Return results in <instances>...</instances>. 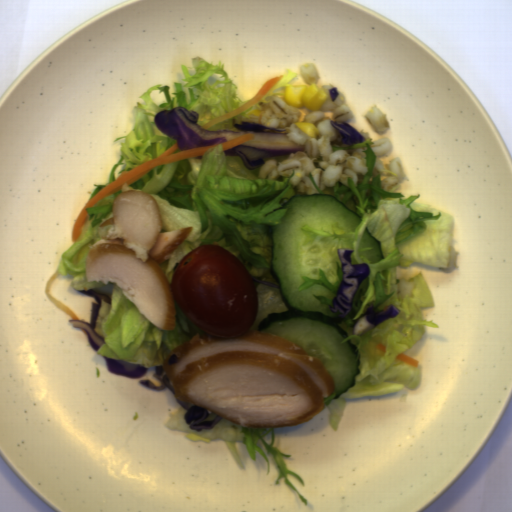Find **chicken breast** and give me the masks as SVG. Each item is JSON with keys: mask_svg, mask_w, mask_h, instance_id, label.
I'll use <instances>...</instances> for the list:
<instances>
[{"mask_svg": "<svg viewBox=\"0 0 512 512\" xmlns=\"http://www.w3.org/2000/svg\"><path fill=\"white\" fill-rule=\"evenodd\" d=\"M157 201L146 191L118 193L112 214L99 226L111 225L89 249L86 281L117 286L153 326L174 330L175 298L160 263L189 235L192 227L162 230Z\"/></svg>", "mask_w": 512, "mask_h": 512, "instance_id": "c9198e5e", "label": "chicken breast"}, {"mask_svg": "<svg viewBox=\"0 0 512 512\" xmlns=\"http://www.w3.org/2000/svg\"><path fill=\"white\" fill-rule=\"evenodd\" d=\"M161 368L175 400L203 406L219 420L247 428L306 423L335 390L319 357L258 329L238 338L197 332L170 352Z\"/></svg>", "mask_w": 512, "mask_h": 512, "instance_id": "cb542c10", "label": "chicken breast"}]
</instances>
